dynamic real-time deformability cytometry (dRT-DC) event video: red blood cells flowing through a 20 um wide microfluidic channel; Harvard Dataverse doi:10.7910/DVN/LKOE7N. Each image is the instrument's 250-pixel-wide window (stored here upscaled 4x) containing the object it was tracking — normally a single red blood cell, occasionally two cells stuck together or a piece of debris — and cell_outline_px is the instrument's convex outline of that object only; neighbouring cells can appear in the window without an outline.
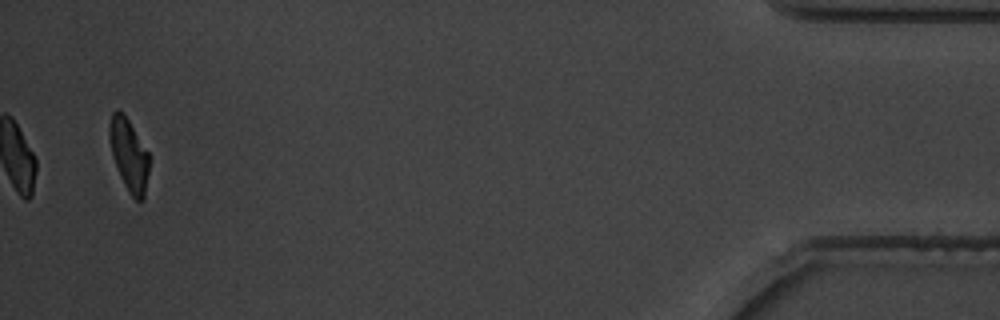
{"species": "common noctule bat (a hibernating species)", "species_latin": "Nyctalus noctula", "temperature_condition": "warm", "stored_images_in_passage": 39, "camera_frame_rate_fps": 3000, "um_per_image_px": 0.085, "animal": {"sex": "male", "body_mass_g": 19.5, "forearm_length_mm": 54.6}, "frame": {"image": 1, "passage_image": 39, "time_ms": 12.667, "image_size_px": [1000, 320], "cell_outline_px": [[148, 172], [144, 200], [136, 200], [128, 192], [120, 176], [112, 156], [108, 132], [108, 124], [112, 112], [116, 108], [124, 112], [148, 152]], "centroid_in_image_um": [10.93, 13.12], "position_along_channel_um": 424.3, "area_um2": 16.82}, "authors_computed_cell_mechanics": {"area_um2": 18.3804, "velocity_mm_per_s": 3.6536, "shape_relaxation_time_tau1_ms": 2.9437, "shape_relaxation_time_tau2_ms": 2.1291, "deformation_change_tau1": 0.1717, "deformation_change_tau2": 0.0374}}